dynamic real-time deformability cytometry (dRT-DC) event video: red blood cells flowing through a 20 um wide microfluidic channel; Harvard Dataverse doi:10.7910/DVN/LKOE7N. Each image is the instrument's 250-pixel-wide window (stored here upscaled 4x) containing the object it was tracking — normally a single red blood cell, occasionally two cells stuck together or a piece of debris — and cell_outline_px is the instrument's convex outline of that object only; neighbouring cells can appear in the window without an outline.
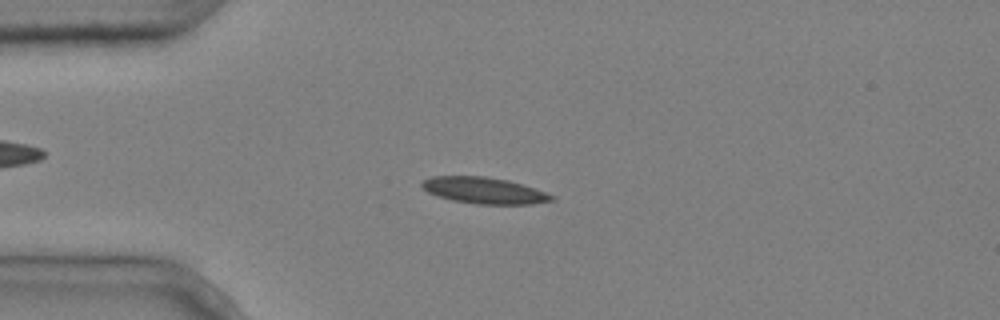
{"species": "common noctule bat (a hibernating species)", "species_latin": "Nyctalus noctula", "temperature_condition": "cold", "stored_images_in_passage": 7, "camera_frame_rate_fps": 3000, "um_per_image_px": 0.085, "animal": {"sex": "male", "body_mass_g": 20.4}, "frame": {"image": 1, "passage_image": 2, "time_ms": 0.333, "image_size_px": [1000, 320], "cell_outline_px": [[556, 200], [532, 204], [476, 204], [452, 200], [428, 192], [420, 184], [424, 180], [432, 176], [484, 176], [508, 180], [556, 196]], "centroid_in_image_um": [41.16, 16.19], "position_along_channel_um": 43.8, "area_um2": 19.71}}
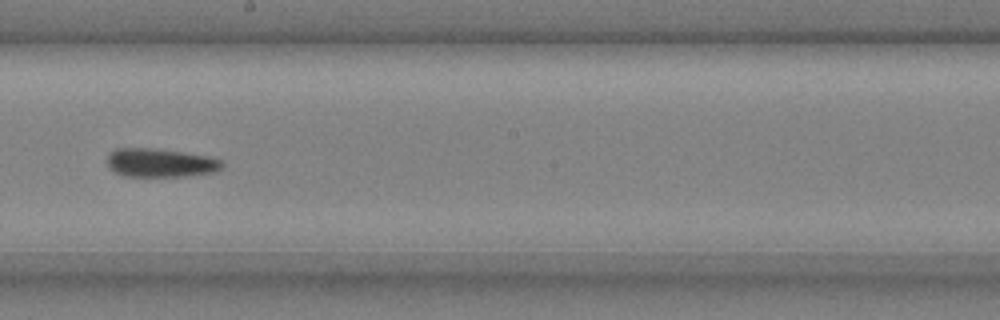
{"frame": {"image": 2, "passage_image": 7, "time_ms": 2.0, "image_size_px": [1000, 320], "cell_outline_px": [[224, 168], [216, 172], [184, 176], [124, 176], [108, 168], [108, 152], [116, 148], [152, 148], [212, 156], [224, 160]], "centroid_in_image_um": [13.69, 13.83], "position_along_channel_um": 234.5, "area_um2": 19.48}}